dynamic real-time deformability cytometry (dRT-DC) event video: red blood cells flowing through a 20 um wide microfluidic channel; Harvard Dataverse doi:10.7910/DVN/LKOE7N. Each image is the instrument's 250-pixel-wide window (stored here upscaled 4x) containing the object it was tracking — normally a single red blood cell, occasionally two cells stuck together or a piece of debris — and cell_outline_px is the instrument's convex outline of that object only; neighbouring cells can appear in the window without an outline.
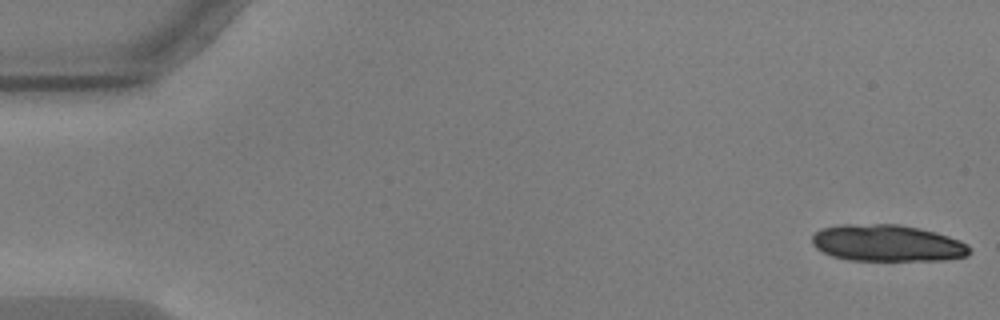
{"species": "common noctule bat (a hibernating species)", "species_latin": "Nyctalus noctula", "temperature_condition": "warm", "stored_images_in_passage": 8, "camera_frame_rate_fps": 3000, "um_per_image_px": 0.085, "animal": {"sex": "male", "body_mass_g": 17.9, "forearm_length_mm": 54.2}, "frame": {"image": 1, "passage_image": 1, "time_ms": 0.0, "image_size_px": [1000, 320], "cell_outline_px": [[972, 252], [968, 256], [944, 260], [848, 260], [832, 256], [816, 248], [812, 244], [812, 236], [820, 228], [840, 224], [896, 224], [920, 228], [936, 232], [960, 240], [968, 244], [972, 248]], "centroid_in_image_um": [75.44, 20.66], "position_along_channel_um": 9.6, "area_um2": 33.99}}